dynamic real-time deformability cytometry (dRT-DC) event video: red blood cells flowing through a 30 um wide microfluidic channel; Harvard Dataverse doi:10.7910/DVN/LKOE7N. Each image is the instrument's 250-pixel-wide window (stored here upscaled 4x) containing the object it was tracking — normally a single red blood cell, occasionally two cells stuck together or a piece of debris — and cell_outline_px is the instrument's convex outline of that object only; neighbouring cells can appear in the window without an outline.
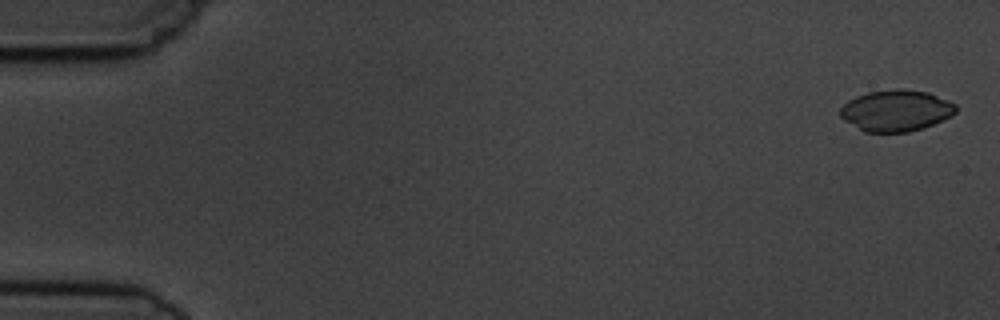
{"species": "common noctule bat (a hibernating species)", "species_latin": "Nyctalus noctula", "temperature_condition": "cold", "stored_images_in_passage": 10, "camera_frame_rate_fps": 3000, "um_per_image_px": 0.085, "animal": {"sex": "male", "body_mass_g": 19.5, "forearm_length_mm": 54.6}, "frame": {"image": 1, "passage_image": 1, "time_ms": 0.0, "image_size_px": [1000, 320], "cell_outline_px": [[956, 112], [924, 128], [908, 132], [864, 132], [844, 120], [840, 116], [840, 108], [848, 100], [856, 96], [868, 92], [928, 92], [948, 100], [956, 104]], "centroid_in_image_um": [76.13, 9.45], "position_along_channel_um": 8.9, "area_um2": 26.88}}
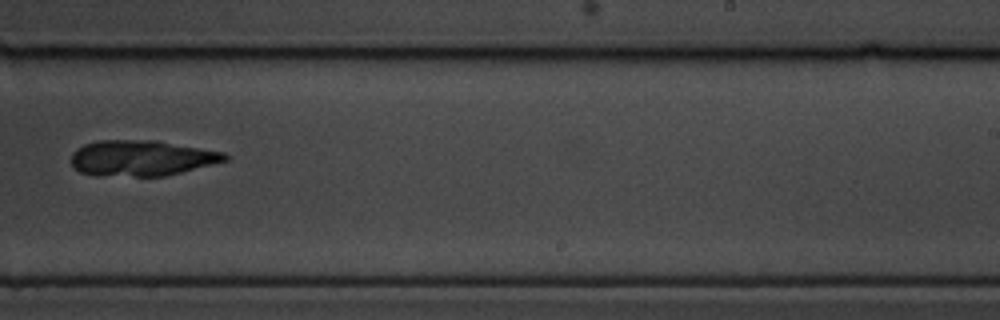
{"frame": {"image": 2, "passage_image": 10, "time_ms": 11.0, "image_size_px": [1000, 320], "cell_outline_px": [[228, 160], [164, 176], [96, 176], [80, 172], [72, 164], [72, 152], [76, 148], [84, 144], [100, 140], [156, 140], [224, 152], [228, 156]], "centroid_in_image_um": [12.0, 13.43], "position_along_channel_um": 277.0, "area_um2": 31.96}}